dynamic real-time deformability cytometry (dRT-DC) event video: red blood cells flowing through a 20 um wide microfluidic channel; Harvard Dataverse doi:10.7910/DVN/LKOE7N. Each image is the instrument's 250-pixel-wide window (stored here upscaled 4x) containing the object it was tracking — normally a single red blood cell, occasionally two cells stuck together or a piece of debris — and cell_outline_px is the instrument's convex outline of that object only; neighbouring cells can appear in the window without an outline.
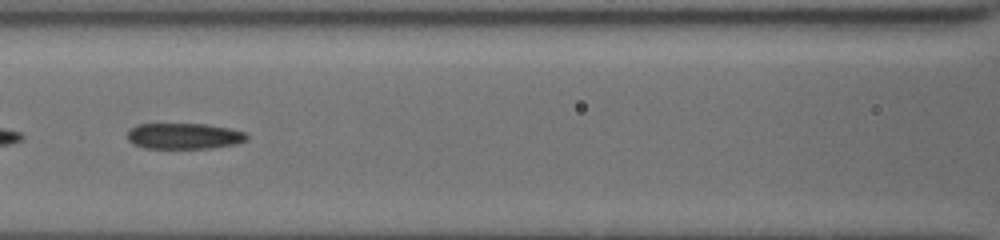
{"species": "common noctule bat (a hibernating species)", "species_latin": "Nyctalus noctula", "temperature_condition": "cold", "stored_images_in_passage": 24, "segment_of_instrument_passage": [2, 2], "camera_frame_rate_fps": 3000, "um_per_image_px": 0.085, "animal": {"sex": "female", "body_mass_g": 19.5, "forearm_length_mm": 54.1}, "frame": {"image": 1, "passage_image": 22, "time_ms": 7.0, "image_size_px": [1000, 240], "cell_outline_px": [[248, 140], [236, 144], [208, 148], [144, 148], [132, 144], [128, 140], [128, 132], [132, 128], [140, 124], [208, 124], [228, 128], [244, 132], [248, 136]], "centroid_in_image_um": [15.65, 11.57], "position_along_channel_um": 150.9, "area_um2": 17.98}}